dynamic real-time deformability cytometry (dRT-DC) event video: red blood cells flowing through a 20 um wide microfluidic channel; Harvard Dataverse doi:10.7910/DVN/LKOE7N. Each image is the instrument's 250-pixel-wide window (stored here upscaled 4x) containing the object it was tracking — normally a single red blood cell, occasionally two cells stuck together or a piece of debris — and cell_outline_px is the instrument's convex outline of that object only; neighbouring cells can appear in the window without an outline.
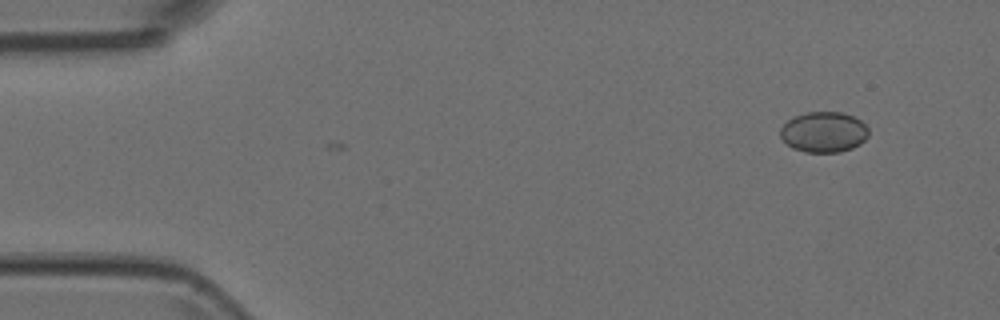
{"species": "Egyptian fruit bat (a non-hibernating species)", "species_latin": "Rousettus aegyptiacus", "temperature_condition": "room temperature", "stored_images_in_passage": 5, "segment_of_instrument_passage": [1, 2], "camera_frame_rate_fps": 3000, "um_per_image_px": 0.085, "animal": {"sex": "female"}, "frame": {"image": 1, "passage_image": 1, "time_ms": 0.0, "image_size_px": [1000, 320], "cell_outline_px": [[868, 136], [860, 144], [852, 148], [840, 152], [804, 152], [792, 148], [780, 136], [780, 128], [792, 116], [808, 112], [840, 112], [852, 116], [860, 120], [868, 128]], "centroid_in_image_um": [70.01, 11.22], "position_along_channel_um": 15.0, "area_um2": 20.87}}